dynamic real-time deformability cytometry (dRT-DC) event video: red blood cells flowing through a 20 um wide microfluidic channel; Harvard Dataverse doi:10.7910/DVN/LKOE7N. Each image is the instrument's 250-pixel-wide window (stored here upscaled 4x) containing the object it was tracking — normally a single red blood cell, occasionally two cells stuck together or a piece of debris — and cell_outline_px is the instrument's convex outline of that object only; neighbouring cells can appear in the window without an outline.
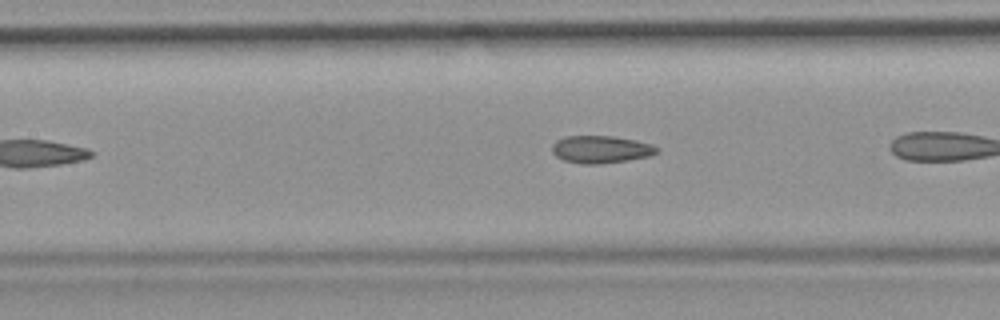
{"species": "common noctule bat (a hibernating species)", "species_latin": "Nyctalus noctula", "temperature_condition": "room temperature", "stored_images_in_passage": 25, "camera_frame_rate_fps": 3000, "um_per_image_px": 0.085, "animal": {"sex": "female", "body_mass_g": 19.9}, "frame": {"image": 1, "passage_image": 8, "time_ms": 2.333, "image_size_px": [1000, 320], "cell_outline_px": [[660, 152], [648, 156], [628, 160], [600, 164], [580, 164], [564, 160], [556, 156], [552, 152], [552, 144], [556, 140], [564, 136], [612, 136], [636, 140], [652, 144], [660, 148]], "centroid_in_image_um": [51.08, 12.69], "position_along_channel_um": 156.3, "area_um2": 16.94}}